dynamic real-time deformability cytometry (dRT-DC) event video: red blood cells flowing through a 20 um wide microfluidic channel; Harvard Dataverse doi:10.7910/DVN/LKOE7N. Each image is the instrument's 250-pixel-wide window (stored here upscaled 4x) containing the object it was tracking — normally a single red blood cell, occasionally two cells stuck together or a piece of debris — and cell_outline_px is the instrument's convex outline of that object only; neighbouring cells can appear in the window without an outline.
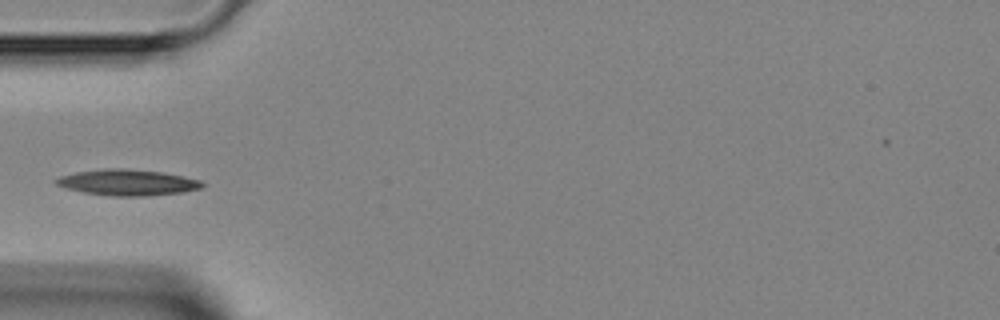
{"species": "Egyptian fruit bat (a non-hibernating species)", "species_latin": "Rousettus aegyptiacus", "temperature_condition": "room temperature", "stored_images_in_passage": 5, "camera_frame_rate_fps": 3000, "um_per_image_px": 0.085, "animal": {"sex": "female"}, "frame": {"image": 1, "passage_image": 4, "time_ms": 3.333, "image_size_px": [1000, 320], "cell_outline_px": [[204, 184], [200, 188], [180, 192], [144, 196], [112, 196], [84, 192], [64, 188], [56, 184], [52, 180], [60, 176], [76, 172], [104, 168], [124, 168], [160, 172], [184, 176], [200, 180]], "centroid_in_image_um": [10.78, 15.5], "position_along_channel_um": 74.2, "area_um2": 22.02}}
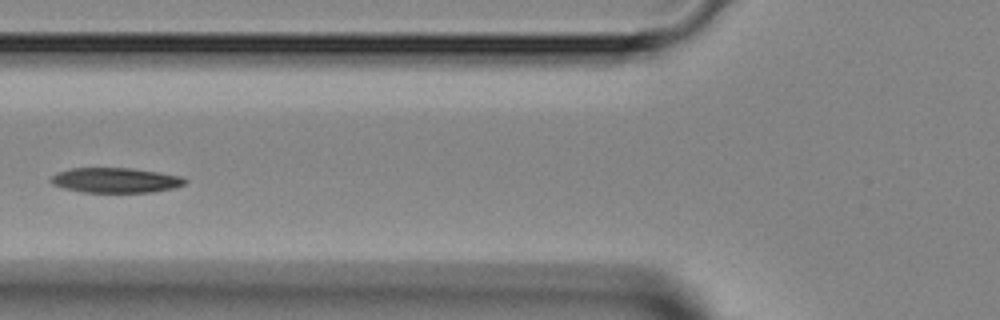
{"frame": {"image": 2, "passage_image": 5, "time_ms": 4.333, "image_size_px": [1000, 320], "cell_outline_px": [[188, 180], [184, 184], [172, 188], [152, 192], [80, 192], [64, 188], [52, 184], [48, 180], [56, 172], [72, 168], [132, 168], [160, 172], [180, 176]], "centroid_in_image_um": [9.79, 15.31], "position_along_channel_um": 116.0, "area_um2": 19.59}}